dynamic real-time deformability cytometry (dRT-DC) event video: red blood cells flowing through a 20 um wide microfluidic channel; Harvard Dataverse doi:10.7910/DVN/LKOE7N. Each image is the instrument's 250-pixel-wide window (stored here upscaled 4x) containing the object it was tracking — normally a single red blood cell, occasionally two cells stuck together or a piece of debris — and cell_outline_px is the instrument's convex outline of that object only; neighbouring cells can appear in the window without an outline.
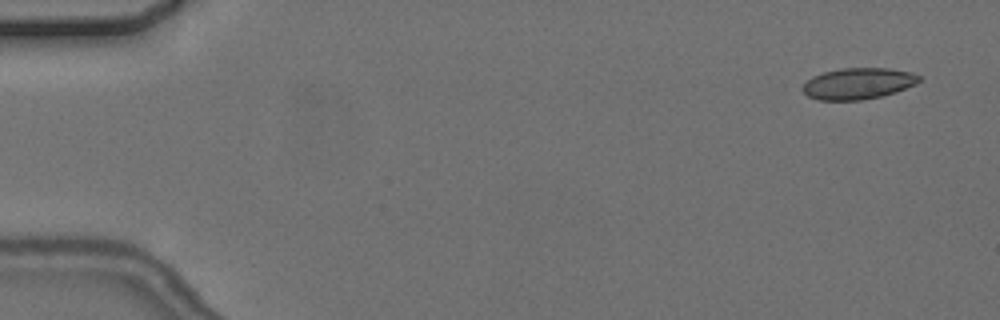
{"species": "common noctule bat (a hibernating species)", "species_latin": "Nyctalus noctula", "temperature_condition": "cold", "stored_images_in_passage": 5, "camera_frame_rate_fps": 3000, "um_per_image_px": 0.085, "animal": {"sex": "female", "body_mass_g": 24.6, "forearm_length_mm": 56.2}, "frame": {"image": 1, "passage_image": 1, "time_ms": 0.0, "image_size_px": [1000, 320], "cell_outline_px": [[920, 80], [916, 84], [896, 92], [880, 96], [860, 100], [820, 100], [808, 96], [800, 88], [812, 76], [824, 72], [840, 68], [888, 68], [912, 72], [920, 76]], "centroid_in_image_um": [72.94, 7.09], "position_along_channel_um": 12.1, "area_um2": 21.21}}